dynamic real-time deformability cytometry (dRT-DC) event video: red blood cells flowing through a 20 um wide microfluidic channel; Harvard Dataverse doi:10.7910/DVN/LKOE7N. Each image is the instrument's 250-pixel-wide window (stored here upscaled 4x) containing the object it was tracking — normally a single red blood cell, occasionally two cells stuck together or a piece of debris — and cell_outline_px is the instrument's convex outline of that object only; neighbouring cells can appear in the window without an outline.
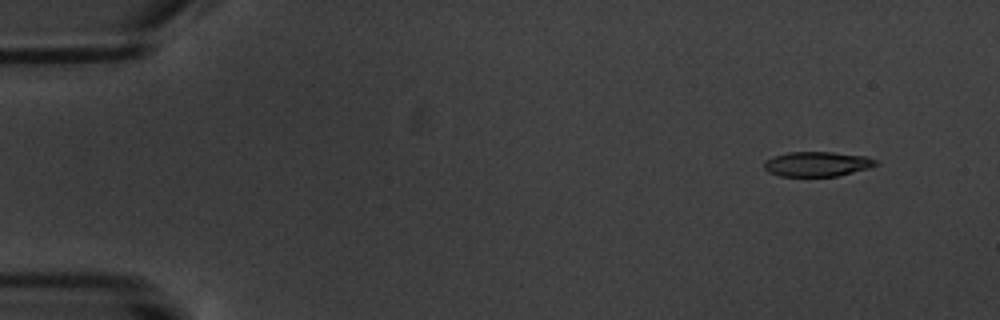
{"species": "common noctule bat (a hibernating species)", "species_latin": "Nyctalus noctula", "temperature_condition": "warm", "stored_images_in_passage": 7, "camera_frame_rate_fps": 3000, "um_per_image_px": 0.085, "animal": {"sex": "male", "body_mass_g": 20.1, "forearm_length_mm": 53.5}, "frame": {"image": 1, "passage_image": 1, "time_ms": 0.0, "image_size_px": [1000, 320], "cell_outline_px": [[880, 164], [868, 168], [836, 176], [780, 176], [768, 172], [764, 168], [764, 160], [772, 156], [788, 152], [832, 152], [864, 156], [876, 160]], "centroid_in_image_um": [69.41, 13.94], "position_along_channel_um": 15.6, "area_um2": 16.13}}
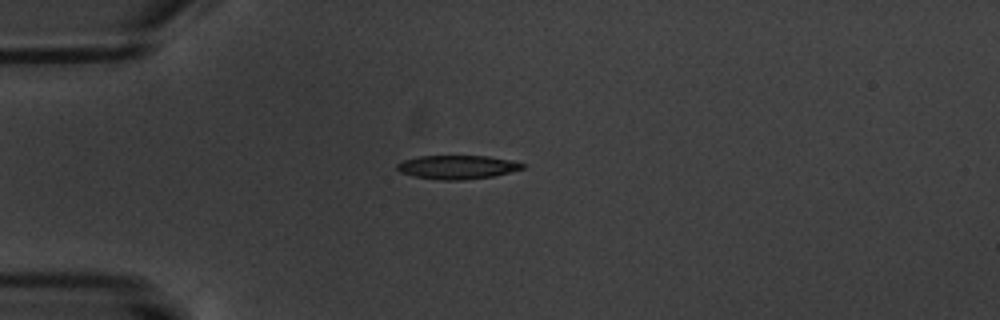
{"frame": {"image": 2, "passage_image": 4, "time_ms": 3.667, "image_size_px": [1000, 320], "cell_outline_px": [[528, 164], [524, 168], [492, 176], [464, 180], [440, 180], [416, 176], [400, 172], [396, 168], [396, 164], [404, 160], [420, 156], [488, 156], [512, 160]], "centroid_in_image_um": [38.9, 14.2], "position_along_channel_um": 46.1, "area_um2": 17.28}}